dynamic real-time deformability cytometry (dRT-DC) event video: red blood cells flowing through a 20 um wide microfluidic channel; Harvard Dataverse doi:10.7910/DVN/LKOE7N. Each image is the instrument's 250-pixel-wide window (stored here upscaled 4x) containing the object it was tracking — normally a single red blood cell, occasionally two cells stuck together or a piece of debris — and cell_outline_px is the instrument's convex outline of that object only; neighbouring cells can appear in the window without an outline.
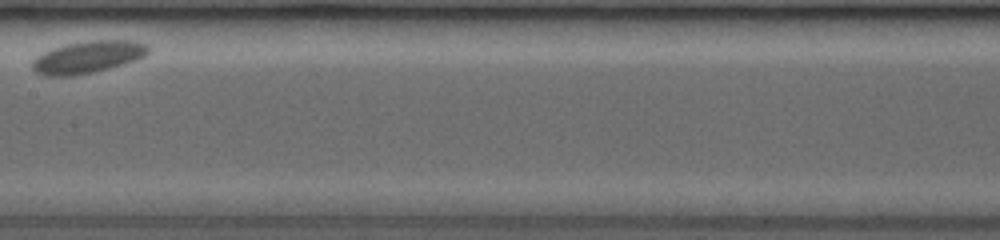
{"species": "common noctule bat (a hibernating species)", "species_latin": "Nyctalus noctula", "temperature_condition": "room temperature", "stored_images_in_passage": 10, "camera_frame_rate_fps": 3000, "um_per_image_px": 0.085, "animal": {"sex": "female", "body_mass_g": 19.0, "forearm_length_mm": 53.3}, "frame": {"image": 1, "passage_image": 5, "time_ms": 3.667, "image_size_px": [1000, 240], "cell_outline_px": [[148, 52], [140, 60], [92, 72], [72, 76], [48, 76], [36, 72], [32, 68], [32, 60], [36, 56], [52, 48], [68, 44], [92, 40], [132, 40], [148, 44]], "centroid_in_image_um": [7.49, 4.85], "position_along_channel_um": 199.9, "area_um2": 21.73}}
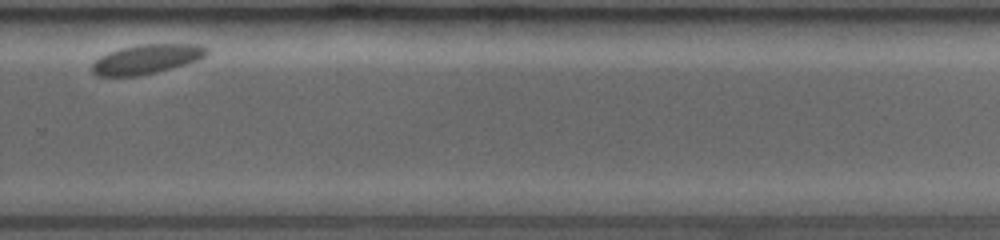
{"frame": {"image": 2, "passage_image": 9, "time_ms": 7.0, "image_size_px": [1000, 240], "cell_outline_px": [[208, 52], [200, 60], [188, 64], [140, 76], [100, 76], [92, 72], [92, 64], [100, 56], [108, 52], [120, 48], [140, 44], [196, 44], [208, 48]], "centroid_in_image_um": [12.48, 5.03], "position_along_channel_um": 317.3, "area_um2": 19.77}}